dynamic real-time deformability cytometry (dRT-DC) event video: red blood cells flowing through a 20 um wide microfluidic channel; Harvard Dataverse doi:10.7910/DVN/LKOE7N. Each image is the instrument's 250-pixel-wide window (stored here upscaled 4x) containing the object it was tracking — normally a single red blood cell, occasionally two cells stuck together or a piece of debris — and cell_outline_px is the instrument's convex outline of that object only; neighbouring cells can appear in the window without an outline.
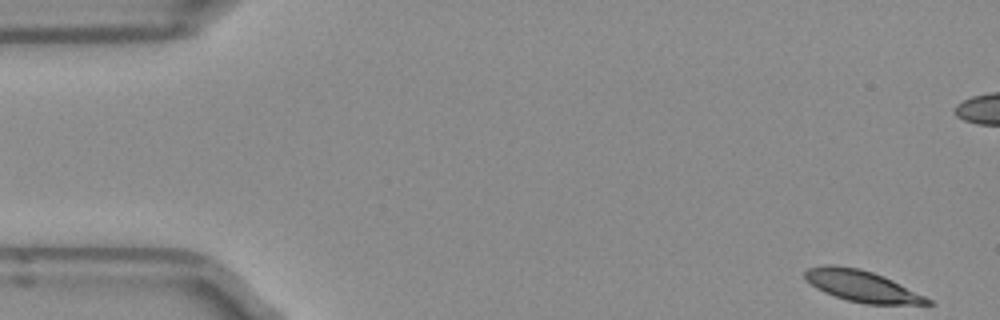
{"species": "Egyptian fruit bat (a non-hibernating species)", "species_latin": "Rousettus aegyptiacus", "temperature_condition": "room temperature", "stored_images_in_passage": 51, "camera_frame_rate_fps": 3000, "um_per_image_px": 0.085, "frame": {"image": 1, "passage_image": 1, "time_ms": 0.0, "image_size_px": [1000, 320], "cell_outline_px": [[936, 304], [864, 304], [848, 300], [824, 292], [816, 288], [804, 276], [804, 272], [808, 268], [828, 264], [832, 264], [860, 268], [884, 276], [932, 300]], "centroid_in_image_um": [73.26, 24.31], "position_along_channel_um": 11.7, "area_um2": 22.14}}
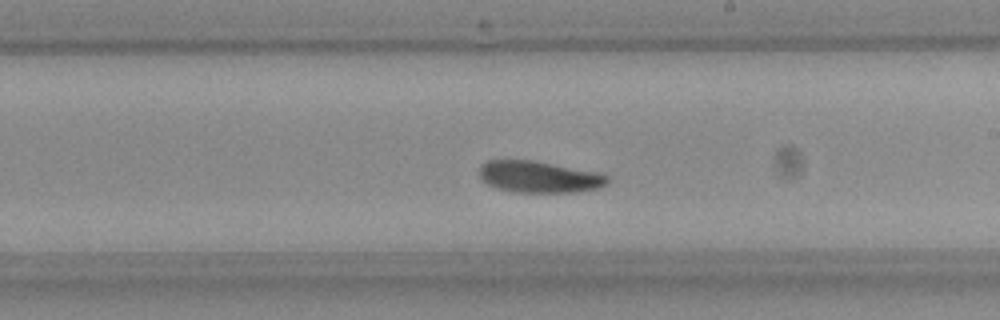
{"frame": {"image": 2, "passage_image": 28, "time_ms": 9.0, "image_size_px": [1000, 320], "cell_outline_px": [[608, 184], [596, 188], [576, 192], [512, 192], [496, 188], [480, 180], [480, 168], [488, 160], [532, 160], [596, 172], [608, 176]], "centroid_in_image_um": [45.8, 15.04], "position_along_channel_um": 243.2, "area_um2": 23.41}}
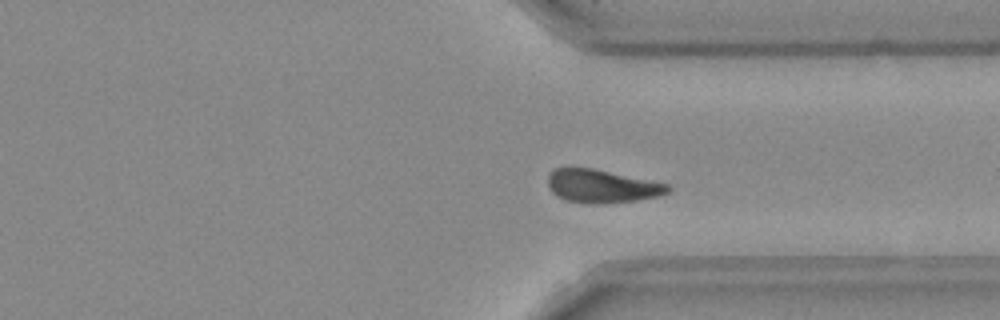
{"frame": {"image": 3, "passage_image": 37, "time_ms": 12.0, "image_size_px": [1000, 320], "cell_outline_px": [[672, 192], [660, 196], [636, 200], [600, 204], [592, 204], [564, 200], [556, 196], [552, 192], [548, 184], [548, 176], [556, 168], [592, 168], [668, 184], [672, 188]], "centroid_in_image_um": [51.18, 15.84], "position_along_channel_um": 360.2, "area_um2": 23.18}, "authors_computed_cell_mechanics": {"area_um2": 23.5246, "velocity_mm_per_s": 3.8935, "shape_relaxation_time_tau1_ms": 4.2075, "shape_relaxation_time_tau2_ms": 5.5979, "deformation_change_tau1": 0.1137, "deformation_change_tau2": 0.1051}}